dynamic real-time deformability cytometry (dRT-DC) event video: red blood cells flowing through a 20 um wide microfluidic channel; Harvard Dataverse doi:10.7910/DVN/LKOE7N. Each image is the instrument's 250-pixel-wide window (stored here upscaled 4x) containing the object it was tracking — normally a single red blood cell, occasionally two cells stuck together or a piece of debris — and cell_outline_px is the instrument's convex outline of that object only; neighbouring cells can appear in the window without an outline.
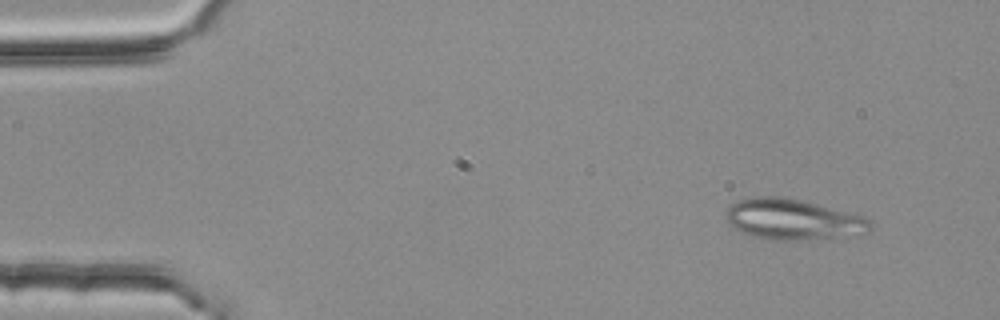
{"species": "common noctule bat (a hibernating species)", "species_latin": "Nyctalus noctula", "temperature_condition": "room temperature", "stored_images_in_passage": 3, "camera_frame_rate_fps": 3000, "um_per_image_px": 0.085, "animal": {"sex": "female", "body_mass_g": 25.1}, "frame": {"image": 1, "passage_image": 1, "time_ms": 0.0, "image_size_px": [1000, 320], "cell_outline_px": [[876, 224], [868, 232], [792, 240], [776, 240], [756, 236], [740, 232], [728, 220], [724, 212], [732, 204], [740, 200], [756, 196], [780, 196], [800, 200], [868, 216]], "centroid_in_image_um": [67.44, 18.62], "position_along_channel_um": 17.6, "area_um2": 33.7}}